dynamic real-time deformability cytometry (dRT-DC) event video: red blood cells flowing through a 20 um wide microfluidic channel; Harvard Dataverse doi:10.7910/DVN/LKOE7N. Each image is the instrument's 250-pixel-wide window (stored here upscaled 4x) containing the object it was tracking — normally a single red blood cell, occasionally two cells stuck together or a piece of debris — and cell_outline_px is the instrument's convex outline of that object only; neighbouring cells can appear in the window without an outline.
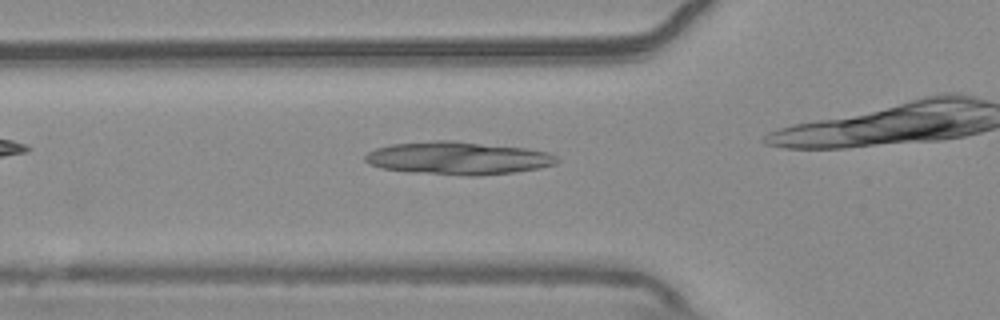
{"species": "common noctule bat (a hibernating species)", "species_latin": "Nyctalus noctula", "temperature_condition": "warm", "stored_images_in_passage": 27, "camera_frame_rate_fps": 3000, "um_per_image_px": 0.085, "animal": {"sex": "male", "body_mass_g": 20.4}, "frame": {"image": 1, "passage_image": 3, "time_ms": 0.667, "image_size_px": [1000, 320], "cell_outline_px": [[560, 160], [556, 164], [540, 168], [512, 172], [480, 176], [468, 176], [408, 172], [380, 168], [368, 164], [364, 160], [364, 156], [368, 152], [376, 148], [392, 144], [432, 140], [452, 140], [524, 148], [548, 152], [556, 156]], "centroid_in_image_um": [38.9, 13.44], "position_along_channel_um": 86.9, "area_um2": 36.99}}
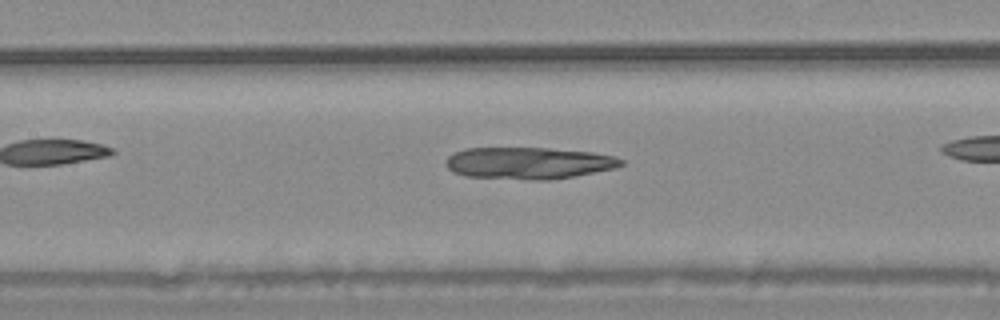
{"frame": {"image": 2, "passage_image": 9, "time_ms": 2.667, "image_size_px": [1000, 320], "cell_outline_px": [[624, 164], [616, 168], [552, 180], [532, 180], [468, 176], [452, 172], [444, 164], [448, 156], [456, 152], [468, 148], [548, 148], [592, 152], [616, 156], [624, 160]], "centroid_in_image_um": [44.96, 13.86], "position_along_channel_um": 162.4, "area_um2": 32.6}}
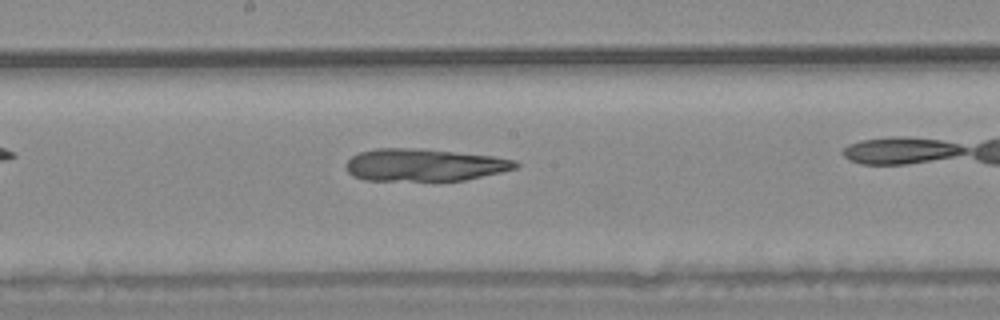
{"frame": {"image": 3, "passage_image": 13, "time_ms": 4.0, "image_size_px": [1000, 320], "cell_outline_px": [[520, 164], [516, 168], [500, 172], [464, 180], [364, 180], [352, 176], [348, 172], [348, 160], [352, 156], [360, 152], [376, 148], [408, 148], [452, 152], [492, 156], [516, 160]], "centroid_in_image_um": [36.05, 14.02], "position_along_channel_um": 212.1, "area_um2": 31.44}}